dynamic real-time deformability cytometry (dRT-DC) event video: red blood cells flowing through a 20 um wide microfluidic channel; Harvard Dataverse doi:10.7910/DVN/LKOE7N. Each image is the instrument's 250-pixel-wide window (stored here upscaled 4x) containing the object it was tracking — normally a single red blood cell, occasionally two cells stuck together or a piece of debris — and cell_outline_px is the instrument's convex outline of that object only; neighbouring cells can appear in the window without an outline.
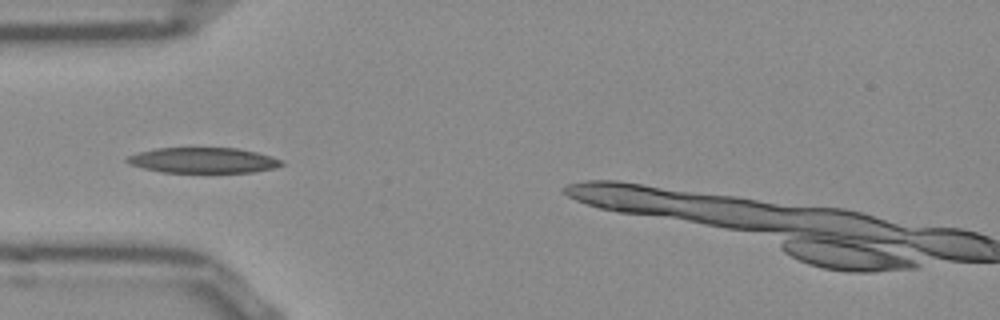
{"species": "Egyptian fruit bat (a non-hibernating species)", "species_latin": "Rousettus aegyptiacus", "temperature_condition": "room temperature", "stored_images_in_passage": 31, "camera_frame_rate_fps": 3000, "um_per_image_px": 0.085, "frame": {"image": 1, "passage_image": 1, "time_ms": 0.0, "image_size_px": [1000, 320], "cell_outline_px": [[284, 164], [272, 168], [252, 172], [164, 172], [144, 168], [128, 164], [124, 160], [128, 156], [140, 152], [156, 148], [236, 148], [256, 152], [280, 160]], "centroid_in_image_um": [17.21, 13.62], "position_along_channel_um": 67.8, "area_um2": 22.54}}
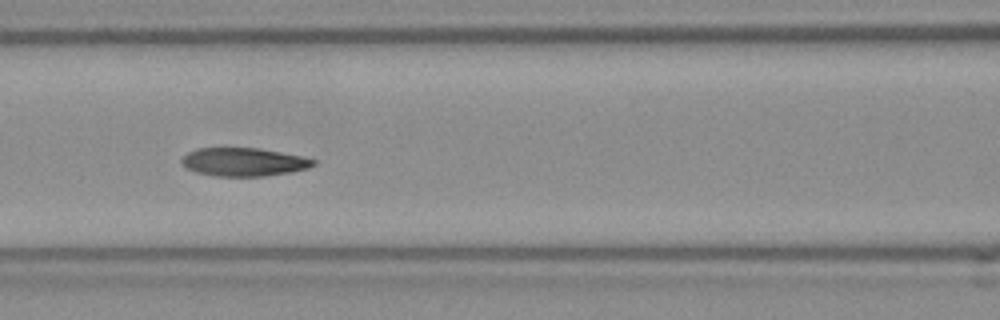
{"frame": {"image": 2, "passage_image": 7, "time_ms": 2.0, "image_size_px": [1000, 320], "cell_outline_px": [[316, 164], [308, 168], [292, 172], [264, 176], [212, 176], [196, 172], [188, 168], [180, 160], [188, 152], [200, 148], [256, 148], [300, 156], [316, 160]], "centroid_in_image_um": [20.72, 13.78], "position_along_channel_um": 145.9, "area_um2": 21.5}}
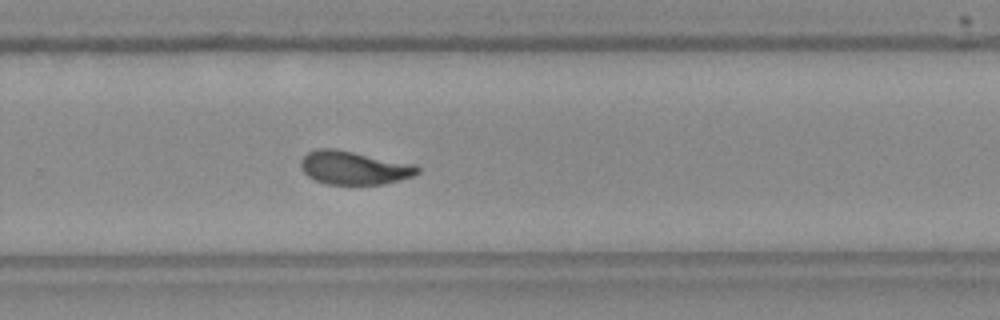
{"frame": {"image": 3, "passage_image": 19, "time_ms": 6.0, "image_size_px": [1000, 320], "cell_outline_px": [[420, 172], [412, 176], [400, 180], [380, 184], [328, 184], [316, 180], [308, 176], [304, 172], [300, 164], [300, 160], [308, 152], [316, 148], [336, 148], [416, 164], [420, 168]], "centroid_in_image_um": [30.1, 14.24], "position_along_channel_um": 299.7, "area_um2": 22.83}, "authors_computed_cell_mechanics": {"area_um2": 22.5998, "velocity_mm_per_s": 3.8611, "shape_relaxation_time_tau1_ms": 5.491, "shape_relaxation_time_tau2_ms": 2.4781, "deformation_change_tau1": 0.189, "deformation_change_tau2": 0.0854}}